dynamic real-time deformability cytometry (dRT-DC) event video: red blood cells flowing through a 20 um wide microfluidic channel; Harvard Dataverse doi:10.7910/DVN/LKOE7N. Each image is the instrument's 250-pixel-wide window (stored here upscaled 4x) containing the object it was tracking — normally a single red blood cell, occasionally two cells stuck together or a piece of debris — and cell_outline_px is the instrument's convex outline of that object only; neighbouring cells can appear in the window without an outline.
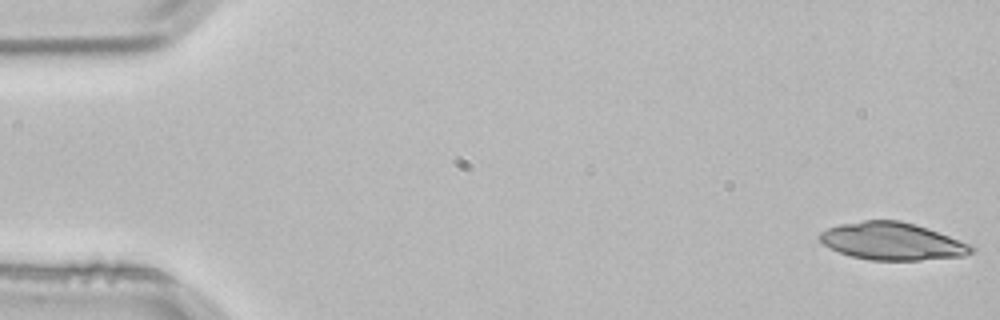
{"species": "common noctule bat (a hibernating species)", "species_latin": "Nyctalus noctula", "temperature_condition": "room temperature", "stored_images_in_passage": 4, "camera_frame_rate_fps": 3000, "um_per_image_px": 0.085, "animal": {"sex": "male", "body_mass_g": 21.5, "forearm_length_mm": 52.0}, "frame": {"image": 1, "passage_image": 1, "time_ms": 0.0, "image_size_px": [1000, 320], "cell_outline_px": [[976, 248], [972, 252], [964, 256], [920, 260], [868, 260], [852, 256], [840, 252], [824, 244], [820, 240], [820, 232], [828, 228], [840, 224], [864, 220], [900, 220], [916, 224], [928, 228], [972, 244]], "centroid_in_image_um": [75.89, 20.5], "position_along_channel_um": 9.1, "area_um2": 33.12}}